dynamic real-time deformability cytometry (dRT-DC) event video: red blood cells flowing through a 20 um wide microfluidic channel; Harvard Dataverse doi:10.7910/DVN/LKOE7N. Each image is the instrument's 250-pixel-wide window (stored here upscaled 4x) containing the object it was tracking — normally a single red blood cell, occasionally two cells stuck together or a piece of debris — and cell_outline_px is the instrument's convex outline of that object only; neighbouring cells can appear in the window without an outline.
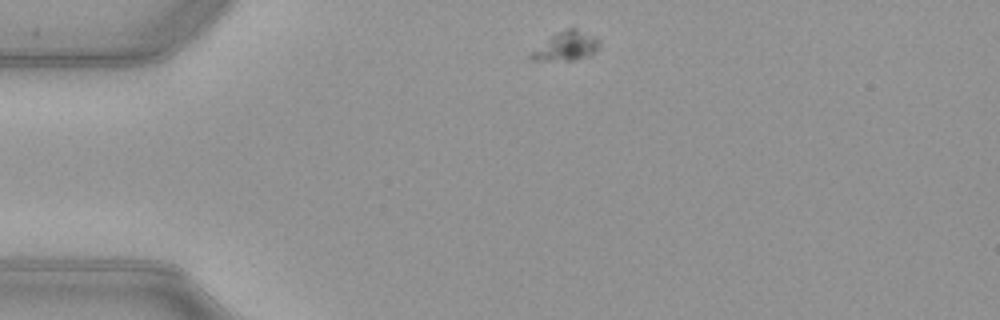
{"species": "common noctule bat (a hibernating species)", "species_latin": "Nyctalus noctula", "temperature_condition": "warm", "stored_images_in_passage": 43, "camera_frame_rate_fps": 3000, "um_per_image_px": 0.085, "animal": {"sex": "female", "body_mass_g": 21.9}, "frame": {"image": 1, "passage_image": 1, "time_ms": 0.0, "image_size_px": [1000, 320], "cell_outline_px": [[596, 48], [592, 56], [572, 60], [528, 60], [528, 56], [532, 52], [556, 32], [568, 28], [576, 28], [596, 36]], "centroid_in_image_um": [48.11, 3.92], "position_along_channel_um": 36.9, "area_um2": 11.27}}
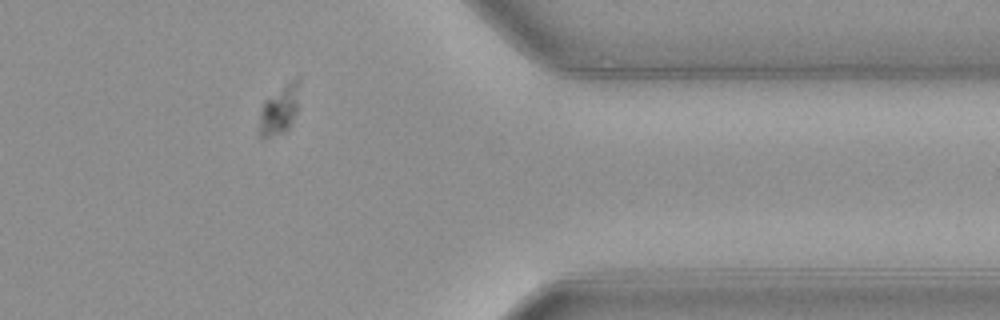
{"frame": {"image": 2, "passage_image": 33, "time_ms": 10.667, "image_size_px": [1000, 320], "cell_outline_px": [[300, 84], [296, 112], [288, 128], [284, 132], [268, 136], [260, 136], [260, 116], [264, 100], [296, 76], [300, 76]], "centroid_in_image_um": [23.79, 9.25], "position_along_channel_um": 387.6, "area_um2": 11.21}}
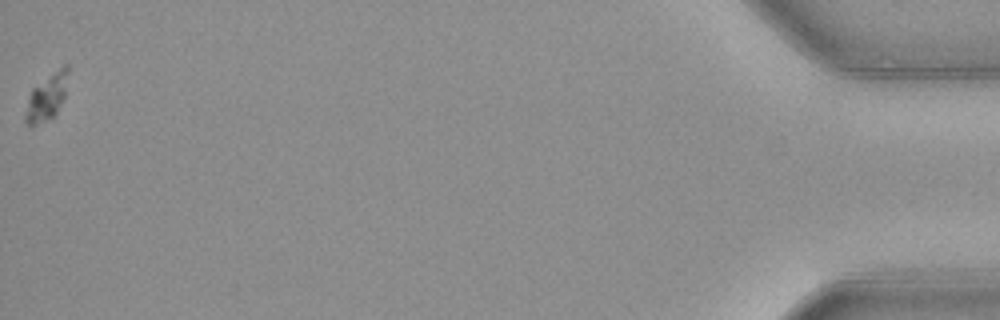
{"frame": {"image": 3, "passage_image": 43, "time_ms": 14.0, "image_size_px": [1000, 320], "cell_outline_px": [[68, 72], [64, 96], [56, 116], [32, 128], [24, 120], [24, 116], [28, 100], [32, 88], [64, 64], [68, 64]], "centroid_in_image_um": [3.96, 8.31], "position_along_channel_um": 431.2, "area_um2": 11.62}}